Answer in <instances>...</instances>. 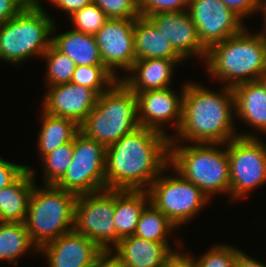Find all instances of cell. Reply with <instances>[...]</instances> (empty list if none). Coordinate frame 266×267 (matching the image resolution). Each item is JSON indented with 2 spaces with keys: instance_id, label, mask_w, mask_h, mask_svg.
<instances>
[{
  "instance_id": "cell-15",
  "label": "cell",
  "mask_w": 266,
  "mask_h": 267,
  "mask_svg": "<svg viewBox=\"0 0 266 267\" xmlns=\"http://www.w3.org/2000/svg\"><path fill=\"white\" fill-rule=\"evenodd\" d=\"M49 87L42 102L43 111L71 119L79 126L94 108L99 96L94 90L72 82Z\"/></svg>"
},
{
  "instance_id": "cell-24",
  "label": "cell",
  "mask_w": 266,
  "mask_h": 267,
  "mask_svg": "<svg viewBox=\"0 0 266 267\" xmlns=\"http://www.w3.org/2000/svg\"><path fill=\"white\" fill-rule=\"evenodd\" d=\"M51 44L77 66L103 65L94 35L70 30L54 36L52 32Z\"/></svg>"
},
{
  "instance_id": "cell-3",
  "label": "cell",
  "mask_w": 266,
  "mask_h": 267,
  "mask_svg": "<svg viewBox=\"0 0 266 267\" xmlns=\"http://www.w3.org/2000/svg\"><path fill=\"white\" fill-rule=\"evenodd\" d=\"M241 33L213 44L205 57L207 72L226 87L258 80L266 70V37L263 33Z\"/></svg>"
},
{
  "instance_id": "cell-40",
  "label": "cell",
  "mask_w": 266,
  "mask_h": 267,
  "mask_svg": "<svg viewBox=\"0 0 266 267\" xmlns=\"http://www.w3.org/2000/svg\"><path fill=\"white\" fill-rule=\"evenodd\" d=\"M193 256L185 255L180 252L175 255L164 265V267H196Z\"/></svg>"
},
{
  "instance_id": "cell-33",
  "label": "cell",
  "mask_w": 266,
  "mask_h": 267,
  "mask_svg": "<svg viewBox=\"0 0 266 267\" xmlns=\"http://www.w3.org/2000/svg\"><path fill=\"white\" fill-rule=\"evenodd\" d=\"M108 18L136 19L140 17V0H93Z\"/></svg>"
},
{
  "instance_id": "cell-19",
  "label": "cell",
  "mask_w": 266,
  "mask_h": 267,
  "mask_svg": "<svg viewBox=\"0 0 266 267\" xmlns=\"http://www.w3.org/2000/svg\"><path fill=\"white\" fill-rule=\"evenodd\" d=\"M184 59H140L136 60L128 71L132 76L120 77L135 94L146 90L165 89L172 85V75L175 65ZM177 63V64H176Z\"/></svg>"
},
{
  "instance_id": "cell-25",
  "label": "cell",
  "mask_w": 266,
  "mask_h": 267,
  "mask_svg": "<svg viewBox=\"0 0 266 267\" xmlns=\"http://www.w3.org/2000/svg\"><path fill=\"white\" fill-rule=\"evenodd\" d=\"M43 119L38 136L39 154L43 158L62 146L74 140L80 132V126L71 119L55 117L41 111Z\"/></svg>"
},
{
  "instance_id": "cell-41",
  "label": "cell",
  "mask_w": 266,
  "mask_h": 267,
  "mask_svg": "<svg viewBox=\"0 0 266 267\" xmlns=\"http://www.w3.org/2000/svg\"><path fill=\"white\" fill-rule=\"evenodd\" d=\"M234 267H266V265L239 250L236 254Z\"/></svg>"
},
{
  "instance_id": "cell-12",
  "label": "cell",
  "mask_w": 266,
  "mask_h": 267,
  "mask_svg": "<svg viewBox=\"0 0 266 267\" xmlns=\"http://www.w3.org/2000/svg\"><path fill=\"white\" fill-rule=\"evenodd\" d=\"M187 12L196 26L200 42L206 49L241 33L246 28L243 19L221 0H190Z\"/></svg>"
},
{
  "instance_id": "cell-28",
  "label": "cell",
  "mask_w": 266,
  "mask_h": 267,
  "mask_svg": "<svg viewBox=\"0 0 266 267\" xmlns=\"http://www.w3.org/2000/svg\"><path fill=\"white\" fill-rule=\"evenodd\" d=\"M46 59V86L70 83L76 64L65 54L58 51L52 44L42 55Z\"/></svg>"
},
{
  "instance_id": "cell-17",
  "label": "cell",
  "mask_w": 266,
  "mask_h": 267,
  "mask_svg": "<svg viewBox=\"0 0 266 267\" xmlns=\"http://www.w3.org/2000/svg\"><path fill=\"white\" fill-rule=\"evenodd\" d=\"M158 31L167 37L174 50L184 59L203 56L207 49L198 38L194 22L186 11L153 14L146 17Z\"/></svg>"
},
{
  "instance_id": "cell-10",
  "label": "cell",
  "mask_w": 266,
  "mask_h": 267,
  "mask_svg": "<svg viewBox=\"0 0 266 267\" xmlns=\"http://www.w3.org/2000/svg\"><path fill=\"white\" fill-rule=\"evenodd\" d=\"M163 172L147 190L150 203L160 210L176 227L193 218L210 200L196 185L184 179L164 176Z\"/></svg>"
},
{
  "instance_id": "cell-13",
  "label": "cell",
  "mask_w": 266,
  "mask_h": 267,
  "mask_svg": "<svg viewBox=\"0 0 266 267\" xmlns=\"http://www.w3.org/2000/svg\"><path fill=\"white\" fill-rule=\"evenodd\" d=\"M136 19L109 18L94 35L103 65L117 78L116 68L129 71L136 61L134 27Z\"/></svg>"
},
{
  "instance_id": "cell-6",
  "label": "cell",
  "mask_w": 266,
  "mask_h": 267,
  "mask_svg": "<svg viewBox=\"0 0 266 267\" xmlns=\"http://www.w3.org/2000/svg\"><path fill=\"white\" fill-rule=\"evenodd\" d=\"M34 184L30 195L25 226L32 243L41 246L73 230L77 195L55 185Z\"/></svg>"
},
{
  "instance_id": "cell-38",
  "label": "cell",
  "mask_w": 266,
  "mask_h": 267,
  "mask_svg": "<svg viewBox=\"0 0 266 267\" xmlns=\"http://www.w3.org/2000/svg\"><path fill=\"white\" fill-rule=\"evenodd\" d=\"M56 5L57 8L64 10L68 16L73 15L83 7L91 4L93 0H47Z\"/></svg>"
},
{
  "instance_id": "cell-27",
  "label": "cell",
  "mask_w": 266,
  "mask_h": 267,
  "mask_svg": "<svg viewBox=\"0 0 266 267\" xmlns=\"http://www.w3.org/2000/svg\"><path fill=\"white\" fill-rule=\"evenodd\" d=\"M177 228L160 210L149 203L142 211L134 235L153 242H168L167 234Z\"/></svg>"
},
{
  "instance_id": "cell-22",
  "label": "cell",
  "mask_w": 266,
  "mask_h": 267,
  "mask_svg": "<svg viewBox=\"0 0 266 267\" xmlns=\"http://www.w3.org/2000/svg\"><path fill=\"white\" fill-rule=\"evenodd\" d=\"M150 203L147 190L115 189L114 224L117 230V244L135 233L143 209Z\"/></svg>"
},
{
  "instance_id": "cell-11",
  "label": "cell",
  "mask_w": 266,
  "mask_h": 267,
  "mask_svg": "<svg viewBox=\"0 0 266 267\" xmlns=\"http://www.w3.org/2000/svg\"><path fill=\"white\" fill-rule=\"evenodd\" d=\"M230 168V197H244L266 183V144L257 137H236L224 144Z\"/></svg>"
},
{
  "instance_id": "cell-2",
  "label": "cell",
  "mask_w": 266,
  "mask_h": 267,
  "mask_svg": "<svg viewBox=\"0 0 266 267\" xmlns=\"http://www.w3.org/2000/svg\"><path fill=\"white\" fill-rule=\"evenodd\" d=\"M222 92V93H221ZM219 93L197 83L184 85L182 122L179 130L171 135L170 142L191 141L202 144H226L236 137H255L253 134L236 133L233 126L234 94L224 86ZM177 139V140H176Z\"/></svg>"
},
{
  "instance_id": "cell-43",
  "label": "cell",
  "mask_w": 266,
  "mask_h": 267,
  "mask_svg": "<svg viewBox=\"0 0 266 267\" xmlns=\"http://www.w3.org/2000/svg\"><path fill=\"white\" fill-rule=\"evenodd\" d=\"M261 12H263L262 14H264V23H263V31L261 30V32L263 33V35L266 37V0H262V10Z\"/></svg>"
},
{
  "instance_id": "cell-7",
  "label": "cell",
  "mask_w": 266,
  "mask_h": 267,
  "mask_svg": "<svg viewBox=\"0 0 266 267\" xmlns=\"http://www.w3.org/2000/svg\"><path fill=\"white\" fill-rule=\"evenodd\" d=\"M42 6L24 8L14 18L0 24L1 60L17 65L35 54L42 56L48 49L56 26Z\"/></svg>"
},
{
  "instance_id": "cell-9",
  "label": "cell",
  "mask_w": 266,
  "mask_h": 267,
  "mask_svg": "<svg viewBox=\"0 0 266 267\" xmlns=\"http://www.w3.org/2000/svg\"><path fill=\"white\" fill-rule=\"evenodd\" d=\"M73 148L71 164L55 186L76 195L105 189L106 147L79 132Z\"/></svg>"
},
{
  "instance_id": "cell-16",
  "label": "cell",
  "mask_w": 266,
  "mask_h": 267,
  "mask_svg": "<svg viewBox=\"0 0 266 267\" xmlns=\"http://www.w3.org/2000/svg\"><path fill=\"white\" fill-rule=\"evenodd\" d=\"M49 267H92L103 250L89 238L74 230L41 246Z\"/></svg>"
},
{
  "instance_id": "cell-39",
  "label": "cell",
  "mask_w": 266,
  "mask_h": 267,
  "mask_svg": "<svg viewBox=\"0 0 266 267\" xmlns=\"http://www.w3.org/2000/svg\"><path fill=\"white\" fill-rule=\"evenodd\" d=\"M112 250L103 251L95 260L92 267H124L121 260Z\"/></svg>"
},
{
  "instance_id": "cell-21",
  "label": "cell",
  "mask_w": 266,
  "mask_h": 267,
  "mask_svg": "<svg viewBox=\"0 0 266 267\" xmlns=\"http://www.w3.org/2000/svg\"><path fill=\"white\" fill-rule=\"evenodd\" d=\"M34 172L26 165V170L12 184L0 190L1 222H25L35 183Z\"/></svg>"
},
{
  "instance_id": "cell-30",
  "label": "cell",
  "mask_w": 266,
  "mask_h": 267,
  "mask_svg": "<svg viewBox=\"0 0 266 267\" xmlns=\"http://www.w3.org/2000/svg\"><path fill=\"white\" fill-rule=\"evenodd\" d=\"M73 151V141H70L42 158L44 185H55L63 177L71 164Z\"/></svg>"
},
{
  "instance_id": "cell-37",
  "label": "cell",
  "mask_w": 266,
  "mask_h": 267,
  "mask_svg": "<svg viewBox=\"0 0 266 267\" xmlns=\"http://www.w3.org/2000/svg\"><path fill=\"white\" fill-rule=\"evenodd\" d=\"M24 7L16 0H0V24L18 15Z\"/></svg>"
},
{
  "instance_id": "cell-26",
  "label": "cell",
  "mask_w": 266,
  "mask_h": 267,
  "mask_svg": "<svg viewBox=\"0 0 266 267\" xmlns=\"http://www.w3.org/2000/svg\"><path fill=\"white\" fill-rule=\"evenodd\" d=\"M37 247L32 243L25 223L0 221V261L17 262V257Z\"/></svg>"
},
{
  "instance_id": "cell-23",
  "label": "cell",
  "mask_w": 266,
  "mask_h": 267,
  "mask_svg": "<svg viewBox=\"0 0 266 267\" xmlns=\"http://www.w3.org/2000/svg\"><path fill=\"white\" fill-rule=\"evenodd\" d=\"M134 53L140 59H183L172 47L169 39L147 19L138 17L134 27Z\"/></svg>"
},
{
  "instance_id": "cell-36",
  "label": "cell",
  "mask_w": 266,
  "mask_h": 267,
  "mask_svg": "<svg viewBox=\"0 0 266 267\" xmlns=\"http://www.w3.org/2000/svg\"><path fill=\"white\" fill-rule=\"evenodd\" d=\"M242 19L250 14L262 10V0H221Z\"/></svg>"
},
{
  "instance_id": "cell-34",
  "label": "cell",
  "mask_w": 266,
  "mask_h": 267,
  "mask_svg": "<svg viewBox=\"0 0 266 267\" xmlns=\"http://www.w3.org/2000/svg\"><path fill=\"white\" fill-rule=\"evenodd\" d=\"M190 0H140V17L153 14L186 11Z\"/></svg>"
},
{
  "instance_id": "cell-4",
  "label": "cell",
  "mask_w": 266,
  "mask_h": 267,
  "mask_svg": "<svg viewBox=\"0 0 266 267\" xmlns=\"http://www.w3.org/2000/svg\"><path fill=\"white\" fill-rule=\"evenodd\" d=\"M137 96L121 80L102 92L80 132L105 147L139 127Z\"/></svg>"
},
{
  "instance_id": "cell-5",
  "label": "cell",
  "mask_w": 266,
  "mask_h": 267,
  "mask_svg": "<svg viewBox=\"0 0 266 267\" xmlns=\"http://www.w3.org/2000/svg\"><path fill=\"white\" fill-rule=\"evenodd\" d=\"M170 142V167L184 179L196 185L209 199L211 195L230 194V168L224 144Z\"/></svg>"
},
{
  "instance_id": "cell-42",
  "label": "cell",
  "mask_w": 266,
  "mask_h": 267,
  "mask_svg": "<svg viewBox=\"0 0 266 267\" xmlns=\"http://www.w3.org/2000/svg\"><path fill=\"white\" fill-rule=\"evenodd\" d=\"M18 1L24 8H34L42 5L40 0H16Z\"/></svg>"
},
{
  "instance_id": "cell-8",
  "label": "cell",
  "mask_w": 266,
  "mask_h": 267,
  "mask_svg": "<svg viewBox=\"0 0 266 267\" xmlns=\"http://www.w3.org/2000/svg\"><path fill=\"white\" fill-rule=\"evenodd\" d=\"M114 210L115 189L77 195L73 230L89 238L103 251L112 250L117 245Z\"/></svg>"
},
{
  "instance_id": "cell-29",
  "label": "cell",
  "mask_w": 266,
  "mask_h": 267,
  "mask_svg": "<svg viewBox=\"0 0 266 267\" xmlns=\"http://www.w3.org/2000/svg\"><path fill=\"white\" fill-rule=\"evenodd\" d=\"M116 78L104 65L76 66L71 82L94 90L98 95L107 91Z\"/></svg>"
},
{
  "instance_id": "cell-14",
  "label": "cell",
  "mask_w": 266,
  "mask_h": 267,
  "mask_svg": "<svg viewBox=\"0 0 266 267\" xmlns=\"http://www.w3.org/2000/svg\"><path fill=\"white\" fill-rule=\"evenodd\" d=\"M183 90L184 86L180 96L170 87L137 93L139 125L168 135L162 125L174 121L178 131L182 122Z\"/></svg>"
},
{
  "instance_id": "cell-20",
  "label": "cell",
  "mask_w": 266,
  "mask_h": 267,
  "mask_svg": "<svg viewBox=\"0 0 266 267\" xmlns=\"http://www.w3.org/2000/svg\"><path fill=\"white\" fill-rule=\"evenodd\" d=\"M234 115L245 121L254 130L266 134V90L261 83L250 81L232 88Z\"/></svg>"
},
{
  "instance_id": "cell-1",
  "label": "cell",
  "mask_w": 266,
  "mask_h": 267,
  "mask_svg": "<svg viewBox=\"0 0 266 267\" xmlns=\"http://www.w3.org/2000/svg\"><path fill=\"white\" fill-rule=\"evenodd\" d=\"M170 140L169 135L139 126L106 147L105 189L148 190L170 166Z\"/></svg>"
},
{
  "instance_id": "cell-44",
  "label": "cell",
  "mask_w": 266,
  "mask_h": 267,
  "mask_svg": "<svg viewBox=\"0 0 266 267\" xmlns=\"http://www.w3.org/2000/svg\"><path fill=\"white\" fill-rule=\"evenodd\" d=\"M258 81L261 83V85L266 90V70L259 76Z\"/></svg>"
},
{
  "instance_id": "cell-35",
  "label": "cell",
  "mask_w": 266,
  "mask_h": 267,
  "mask_svg": "<svg viewBox=\"0 0 266 267\" xmlns=\"http://www.w3.org/2000/svg\"><path fill=\"white\" fill-rule=\"evenodd\" d=\"M25 170L26 165L14 164L0 158V190L12 184Z\"/></svg>"
},
{
  "instance_id": "cell-32",
  "label": "cell",
  "mask_w": 266,
  "mask_h": 267,
  "mask_svg": "<svg viewBox=\"0 0 266 267\" xmlns=\"http://www.w3.org/2000/svg\"><path fill=\"white\" fill-rule=\"evenodd\" d=\"M238 251V248L231 245L219 244L213 246L200 258L192 260L196 267H234Z\"/></svg>"
},
{
  "instance_id": "cell-31",
  "label": "cell",
  "mask_w": 266,
  "mask_h": 267,
  "mask_svg": "<svg viewBox=\"0 0 266 267\" xmlns=\"http://www.w3.org/2000/svg\"><path fill=\"white\" fill-rule=\"evenodd\" d=\"M69 17L73 25H75L73 30L90 35H95L109 19L93 2Z\"/></svg>"
},
{
  "instance_id": "cell-18",
  "label": "cell",
  "mask_w": 266,
  "mask_h": 267,
  "mask_svg": "<svg viewBox=\"0 0 266 267\" xmlns=\"http://www.w3.org/2000/svg\"><path fill=\"white\" fill-rule=\"evenodd\" d=\"M168 242H153L136 235L122 238L114 247V254L124 267H164L178 253Z\"/></svg>"
}]
</instances>
